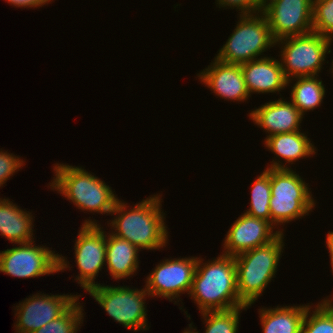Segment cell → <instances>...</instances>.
<instances>
[{"mask_svg":"<svg viewBox=\"0 0 333 333\" xmlns=\"http://www.w3.org/2000/svg\"><path fill=\"white\" fill-rule=\"evenodd\" d=\"M162 195H151L134 207L127 206L120 199L115 203L111 212L115 215L110 220L113 235L131 242L139 250H159L168 243V231L165 213L162 211ZM130 208L129 210L127 208Z\"/></svg>","mask_w":333,"mask_h":333,"instance_id":"6da1fadb","label":"cell"},{"mask_svg":"<svg viewBox=\"0 0 333 333\" xmlns=\"http://www.w3.org/2000/svg\"><path fill=\"white\" fill-rule=\"evenodd\" d=\"M198 257L189 296L201 312L246 306L239 298L235 257L221 254L203 263Z\"/></svg>","mask_w":333,"mask_h":333,"instance_id":"7a4b0ae2","label":"cell"},{"mask_svg":"<svg viewBox=\"0 0 333 333\" xmlns=\"http://www.w3.org/2000/svg\"><path fill=\"white\" fill-rule=\"evenodd\" d=\"M53 169L55 177L49 184L52 190L62 194L82 211L111 215L118 197L105 181L82 167L66 163H56Z\"/></svg>","mask_w":333,"mask_h":333,"instance_id":"3957f363","label":"cell"},{"mask_svg":"<svg viewBox=\"0 0 333 333\" xmlns=\"http://www.w3.org/2000/svg\"><path fill=\"white\" fill-rule=\"evenodd\" d=\"M284 233L270 243L235 256L237 290L240 300L250 306L262 296L280 263L284 250ZM282 252V253H281Z\"/></svg>","mask_w":333,"mask_h":333,"instance_id":"277c9868","label":"cell"},{"mask_svg":"<svg viewBox=\"0 0 333 333\" xmlns=\"http://www.w3.org/2000/svg\"><path fill=\"white\" fill-rule=\"evenodd\" d=\"M273 46H276V40L272 36L265 14L262 11L242 14L239 15L233 33L215 58L224 63L240 65L266 57L261 55Z\"/></svg>","mask_w":333,"mask_h":333,"instance_id":"5b68a950","label":"cell"},{"mask_svg":"<svg viewBox=\"0 0 333 333\" xmlns=\"http://www.w3.org/2000/svg\"><path fill=\"white\" fill-rule=\"evenodd\" d=\"M310 190L292 168L271 169V224L285 225L308 215L316 204Z\"/></svg>","mask_w":333,"mask_h":333,"instance_id":"8992f818","label":"cell"},{"mask_svg":"<svg viewBox=\"0 0 333 333\" xmlns=\"http://www.w3.org/2000/svg\"><path fill=\"white\" fill-rule=\"evenodd\" d=\"M332 41L333 39L315 32L277 40L276 45L281 49L280 62L286 79L318 76L326 61V55L332 53Z\"/></svg>","mask_w":333,"mask_h":333,"instance_id":"52a82bcc","label":"cell"},{"mask_svg":"<svg viewBox=\"0 0 333 333\" xmlns=\"http://www.w3.org/2000/svg\"><path fill=\"white\" fill-rule=\"evenodd\" d=\"M87 292L115 322L135 332L149 330L145 301L150 295L146 288L99 284Z\"/></svg>","mask_w":333,"mask_h":333,"instance_id":"ba28073f","label":"cell"},{"mask_svg":"<svg viewBox=\"0 0 333 333\" xmlns=\"http://www.w3.org/2000/svg\"><path fill=\"white\" fill-rule=\"evenodd\" d=\"M34 242L36 241L18 243L17 247L0 251V272L26 279L54 274L70 268V263L65 260L67 259L65 256L55 254V251L44 245L36 246Z\"/></svg>","mask_w":333,"mask_h":333,"instance_id":"9c48e42d","label":"cell"},{"mask_svg":"<svg viewBox=\"0 0 333 333\" xmlns=\"http://www.w3.org/2000/svg\"><path fill=\"white\" fill-rule=\"evenodd\" d=\"M93 219H85L75 240L74 255L79 270L74 280L86 292L100 283L94 279L106 263V231Z\"/></svg>","mask_w":333,"mask_h":333,"instance_id":"30bf717a","label":"cell"},{"mask_svg":"<svg viewBox=\"0 0 333 333\" xmlns=\"http://www.w3.org/2000/svg\"><path fill=\"white\" fill-rule=\"evenodd\" d=\"M198 257L165 259L146 277L145 288L150 297L180 300V294L190 293ZM179 298V300H178Z\"/></svg>","mask_w":333,"mask_h":333,"instance_id":"8fae6325","label":"cell"},{"mask_svg":"<svg viewBox=\"0 0 333 333\" xmlns=\"http://www.w3.org/2000/svg\"><path fill=\"white\" fill-rule=\"evenodd\" d=\"M262 12L276 41L312 32L313 0H268Z\"/></svg>","mask_w":333,"mask_h":333,"instance_id":"7c38bea8","label":"cell"},{"mask_svg":"<svg viewBox=\"0 0 333 333\" xmlns=\"http://www.w3.org/2000/svg\"><path fill=\"white\" fill-rule=\"evenodd\" d=\"M81 295L32 294L16 305V333H32L60 317Z\"/></svg>","mask_w":333,"mask_h":333,"instance_id":"4fadbf2b","label":"cell"},{"mask_svg":"<svg viewBox=\"0 0 333 333\" xmlns=\"http://www.w3.org/2000/svg\"><path fill=\"white\" fill-rule=\"evenodd\" d=\"M275 227L266 220L250 216L244 212L228 230L224 238V255L237 256L241 253L264 246L276 239L283 229Z\"/></svg>","mask_w":333,"mask_h":333,"instance_id":"5bb4252c","label":"cell"},{"mask_svg":"<svg viewBox=\"0 0 333 333\" xmlns=\"http://www.w3.org/2000/svg\"><path fill=\"white\" fill-rule=\"evenodd\" d=\"M197 76L201 83L222 99L244 102L250 97L239 64H228L214 58Z\"/></svg>","mask_w":333,"mask_h":333,"instance_id":"9a60e30c","label":"cell"},{"mask_svg":"<svg viewBox=\"0 0 333 333\" xmlns=\"http://www.w3.org/2000/svg\"><path fill=\"white\" fill-rule=\"evenodd\" d=\"M249 119L268 133L267 137L275 134L299 131L303 115L291 101L282 97L269 101L249 112Z\"/></svg>","mask_w":333,"mask_h":333,"instance_id":"2e32d148","label":"cell"},{"mask_svg":"<svg viewBox=\"0 0 333 333\" xmlns=\"http://www.w3.org/2000/svg\"><path fill=\"white\" fill-rule=\"evenodd\" d=\"M240 65L250 96L252 93H279L288 87L280 60L266 56Z\"/></svg>","mask_w":333,"mask_h":333,"instance_id":"e0dca14e","label":"cell"},{"mask_svg":"<svg viewBox=\"0 0 333 333\" xmlns=\"http://www.w3.org/2000/svg\"><path fill=\"white\" fill-rule=\"evenodd\" d=\"M307 136L308 135H306V133L304 134L301 130H299L294 132L275 134L265 138V148L274 153V155L276 154L275 161H271V165H269V167L267 166L266 168L291 169V167H288L286 163L289 165L295 164L293 162L298 161L301 158L305 159L307 157H311V155H315L316 148ZM280 159L285 160V163H282Z\"/></svg>","mask_w":333,"mask_h":333,"instance_id":"ac0fdd59","label":"cell"},{"mask_svg":"<svg viewBox=\"0 0 333 333\" xmlns=\"http://www.w3.org/2000/svg\"><path fill=\"white\" fill-rule=\"evenodd\" d=\"M139 251L131 242L106 232L105 266L110 276L114 280L132 277L139 268Z\"/></svg>","mask_w":333,"mask_h":333,"instance_id":"d6986e66","label":"cell"},{"mask_svg":"<svg viewBox=\"0 0 333 333\" xmlns=\"http://www.w3.org/2000/svg\"><path fill=\"white\" fill-rule=\"evenodd\" d=\"M32 212L23 210L10 199L0 198V235L11 243L34 241Z\"/></svg>","mask_w":333,"mask_h":333,"instance_id":"ffe728a7","label":"cell"},{"mask_svg":"<svg viewBox=\"0 0 333 333\" xmlns=\"http://www.w3.org/2000/svg\"><path fill=\"white\" fill-rule=\"evenodd\" d=\"M310 306H277L258 309L263 333H301L302 322Z\"/></svg>","mask_w":333,"mask_h":333,"instance_id":"44dd1931","label":"cell"},{"mask_svg":"<svg viewBox=\"0 0 333 333\" xmlns=\"http://www.w3.org/2000/svg\"><path fill=\"white\" fill-rule=\"evenodd\" d=\"M296 81L291 86V102L304 116L306 112L313 111L321 106L325 97V86L318 76L295 77L287 80V86L292 81ZM290 84V85H289Z\"/></svg>","mask_w":333,"mask_h":333,"instance_id":"7402d4cb","label":"cell"},{"mask_svg":"<svg viewBox=\"0 0 333 333\" xmlns=\"http://www.w3.org/2000/svg\"><path fill=\"white\" fill-rule=\"evenodd\" d=\"M252 184L250 207L245 213L271 223V168L265 169Z\"/></svg>","mask_w":333,"mask_h":333,"instance_id":"603a6c76","label":"cell"},{"mask_svg":"<svg viewBox=\"0 0 333 333\" xmlns=\"http://www.w3.org/2000/svg\"><path fill=\"white\" fill-rule=\"evenodd\" d=\"M247 308L249 306H240L226 311L201 312L200 314L203 316L204 323H206L204 333H237L241 310H247ZM192 325L193 323L191 322L189 327L195 333H199V331H196V328H193L195 325Z\"/></svg>","mask_w":333,"mask_h":333,"instance_id":"cb8c5ba5","label":"cell"},{"mask_svg":"<svg viewBox=\"0 0 333 333\" xmlns=\"http://www.w3.org/2000/svg\"><path fill=\"white\" fill-rule=\"evenodd\" d=\"M333 298L321 300L313 309L307 308L301 333H333ZM311 309L313 313H311Z\"/></svg>","mask_w":333,"mask_h":333,"instance_id":"d4e9b609","label":"cell"},{"mask_svg":"<svg viewBox=\"0 0 333 333\" xmlns=\"http://www.w3.org/2000/svg\"><path fill=\"white\" fill-rule=\"evenodd\" d=\"M78 298L60 317L32 333H77L84 318L83 305Z\"/></svg>","mask_w":333,"mask_h":333,"instance_id":"484cf974","label":"cell"},{"mask_svg":"<svg viewBox=\"0 0 333 333\" xmlns=\"http://www.w3.org/2000/svg\"><path fill=\"white\" fill-rule=\"evenodd\" d=\"M312 32L333 39V0H313Z\"/></svg>","mask_w":333,"mask_h":333,"instance_id":"4316f807","label":"cell"},{"mask_svg":"<svg viewBox=\"0 0 333 333\" xmlns=\"http://www.w3.org/2000/svg\"><path fill=\"white\" fill-rule=\"evenodd\" d=\"M24 162L23 159L21 160L19 156L13 153L0 150V187H3V184L24 166Z\"/></svg>","mask_w":333,"mask_h":333,"instance_id":"83f0119b","label":"cell"},{"mask_svg":"<svg viewBox=\"0 0 333 333\" xmlns=\"http://www.w3.org/2000/svg\"><path fill=\"white\" fill-rule=\"evenodd\" d=\"M217 6L223 8H236L240 15L242 14H255L261 12L263 3L261 0H216Z\"/></svg>","mask_w":333,"mask_h":333,"instance_id":"f1b7e54d","label":"cell"},{"mask_svg":"<svg viewBox=\"0 0 333 333\" xmlns=\"http://www.w3.org/2000/svg\"><path fill=\"white\" fill-rule=\"evenodd\" d=\"M10 5L20 8H38L51 3L53 0H6Z\"/></svg>","mask_w":333,"mask_h":333,"instance_id":"f546056e","label":"cell"},{"mask_svg":"<svg viewBox=\"0 0 333 333\" xmlns=\"http://www.w3.org/2000/svg\"><path fill=\"white\" fill-rule=\"evenodd\" d=\"M326 247L328 248L329 251V256H330V265L332 267V273H333V231H329L326 237Z\"/></svg>","mask_w":333,"mask_h":333,"instance_id":"4dcf8cb0","label":"cell"},{"mask_svg":"<svg viewBox=\"0 0 333 333\" xmlns=\"http://www.w3.org/2000/svg\"><path fill=\"white\" fill-rule=\"evenodd\" d=\"M183 333H195L190 327L185 328L184 332Z\"/></svg>","mask_w":333,"mask_h":333,"instance_id":"1f68e13d","label":"cell"},{"mask_svg":"<svg viewBox=\"0 0 333 333\" xmlns=\"http://www.w3.org/2000/svg\"><path fill=\"white\" fill-rule=\"evenodd\" d=\"M332 65L330 66L331 68H330V71H331V73H333V60H332V63H331ZM333 75V74H332Z\"/></svg>","mask_w":333,"mask_h":333,"instance_id":"d6a6232c","label":"cell"}]
</instances>
